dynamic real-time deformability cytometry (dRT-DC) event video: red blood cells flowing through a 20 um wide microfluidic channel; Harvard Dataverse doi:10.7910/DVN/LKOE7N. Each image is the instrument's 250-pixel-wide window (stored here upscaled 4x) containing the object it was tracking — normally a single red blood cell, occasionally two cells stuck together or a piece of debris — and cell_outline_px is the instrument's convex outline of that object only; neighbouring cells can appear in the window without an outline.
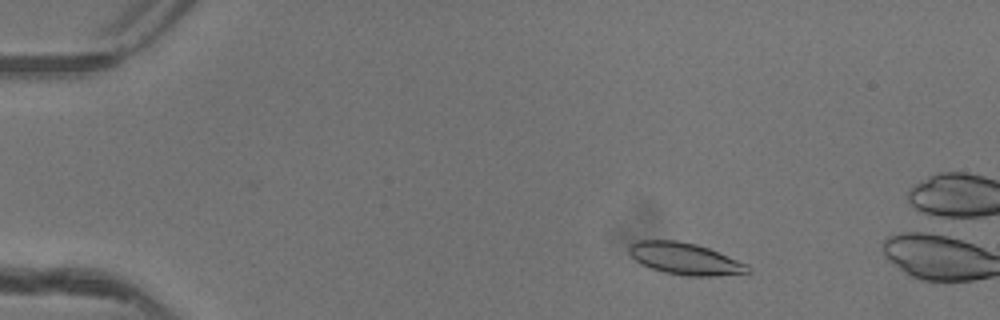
{"species": "common noctule bat (a hibernating species)", "species_latin": "Nyctalus noctula", "temperature_condition": "warm", "stored_images_in_passage": 50, "camera_frame_rate_fps": 3000, "um_per_image_px": 0.085, "animal": {"sex": "female"}, "frame": {"image": 1, "passage_image": 7, "time_ms": 2.0, "image_size_px": [1000, 320], "cell_outline_px": [[752, 272], [712, 276], [688, 276], [664, 272], [652, 268], [636, 260], [628, 252], [628, 244], [636, 240], [676, 240], [696, 244], [708, 248], [748, 264]], "centroid_in_image_um": [58.22, 21.98], "position_along_channel_um": 26.8, "area_um2": 21.91}}
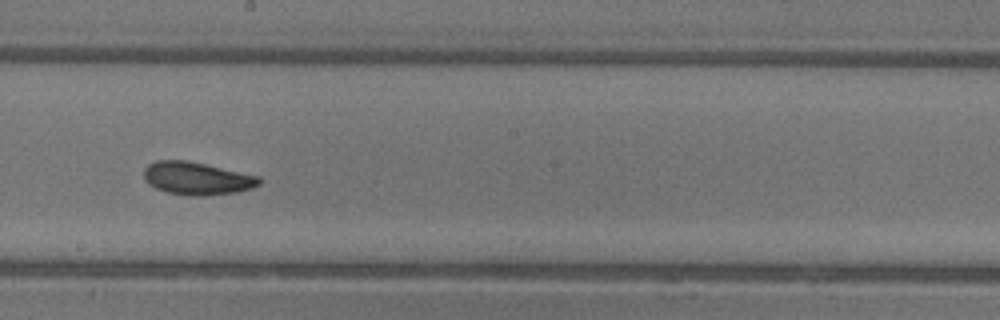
{"frame": {"image": 2, "passage_image": 28, "time_ms": 9.0, "image_size_px": [1000, 320], "cell_outline_px": [[260, 184], [252, 188], [236, 192], [204, 196], [196, 196], [168, 192], [156, 188], [148, 184], [144, 180], [144, 168], [148, 164], [156, 160], [188, 160], [260, 176]], "centroid_in_image_um": [16.73, 15.15], "position_along_channel_um": 231.5, "area_um2": 22.08}}
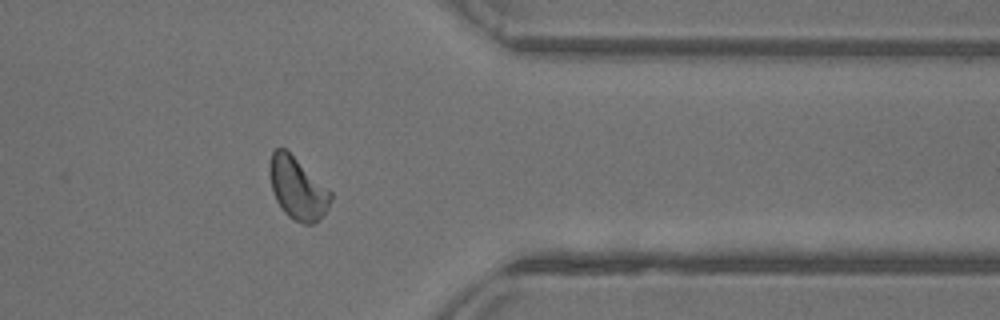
{"frame": {"image": 3, "passage_image": 40, "time_ms": 13.0, "image_size_px": [1000, 320], "cell_outline_px": [[332, 200], [328, 208], [312, 224], [304, 224], [292, 220], [284, 212], [276, 200], [272, 192], [268, 172], [268, 164], [272, 152], [276, 148], [284, 148], [332, 192]], "centroid_in_image_um": [25.25, 16.01], "position_along_channel_um": 386.1, "area_um2": 21.96}, "authors_computed_cell_mechanics": {"area_um2": 21.5016, "velocity_mm_per_s": 4.142, "shape_relaxation_time_tau1_ms": 2.9588, "shape_relaxation_time_tau2_ms": 2.7785, "deformation_change_tau1": 0.105, "deformation_change_tau2": 0.0926}}